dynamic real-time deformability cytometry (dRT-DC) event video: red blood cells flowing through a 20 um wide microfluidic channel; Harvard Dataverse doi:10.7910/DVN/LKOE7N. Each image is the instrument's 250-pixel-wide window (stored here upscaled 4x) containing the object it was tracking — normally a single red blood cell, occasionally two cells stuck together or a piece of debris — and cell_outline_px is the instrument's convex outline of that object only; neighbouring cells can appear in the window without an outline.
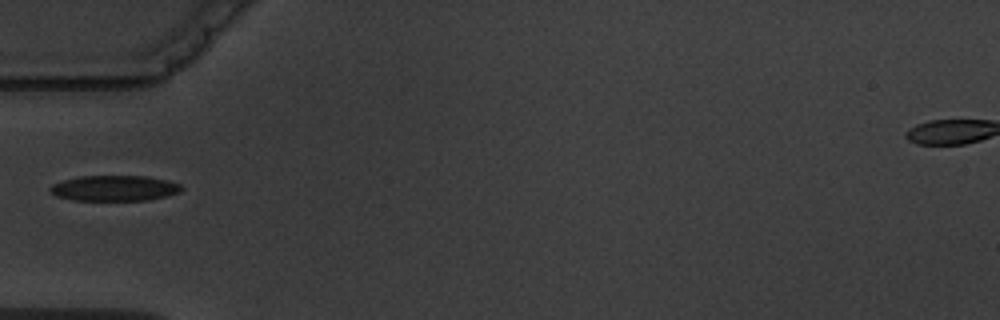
{"species": "common noctule bat (a hibernating species)", "species_latin": "Nyctalus noctula", "temperature_condition": "warm", "stored_images_in_passage": 6, "camera_frame_rate_fps": 3000, "um_per_image_px": 0.085, "animal": {"sex": "male", "body_mass_g": 19.5, "forearm_length_mm": 54.6}, "frame": {"image": 1, "passage_image": 6, "time_ms": 5.667, "image_size_px": [1000, 320], "cell_outline_px": [[184, 188], [180, 192], [168, 196], [148, 200], [72, 200], [56, 196], [48, 188], [52, 184], [64, 180], [80, 176], [148, 176], [168, 180], [180, 184]], "centroid_in_image_um": [9.76, 15.99], "position_along_channel_um": 75.2, "area_um2": 19.65}}